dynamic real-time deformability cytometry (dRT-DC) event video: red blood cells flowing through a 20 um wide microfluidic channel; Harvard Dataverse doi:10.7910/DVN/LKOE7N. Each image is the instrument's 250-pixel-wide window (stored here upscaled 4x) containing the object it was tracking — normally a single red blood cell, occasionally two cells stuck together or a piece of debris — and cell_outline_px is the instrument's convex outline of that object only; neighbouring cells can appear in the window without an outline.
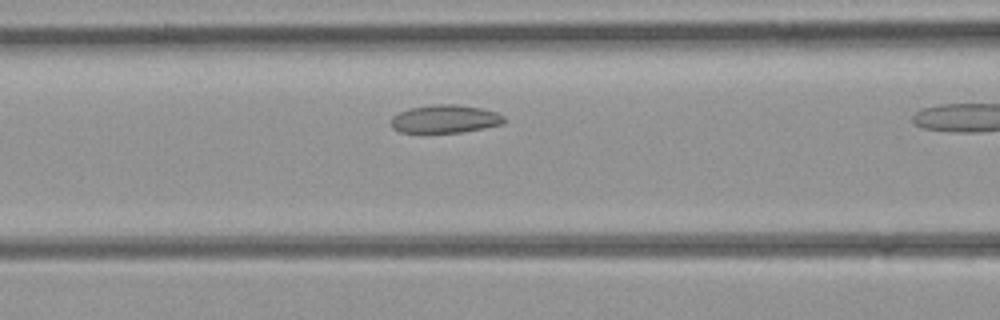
{"species": "common noctule bat (a hibernating species)", "species_latin": "Nyctalus noctula", "temperature_condition": "room temperature", "stored_images_in_passage": 11, "camera_frame_rate_fps": 3000, "um_per_image_px": 0.085, "animal": {"sex": "female", "body_mass_g": 21.9}, "frame": {"image": 1, "passage_image": 8, "time_ms": 2.333, "image_size_px": [1000, 320], "cell_outline_px": [[504, 124], [484, 128], [460, 132], [400, 132], [392, 128], [388, 120], [392, 116], [408, 108], [436, 104], [456, 104], [480, 108], [496, 112], [504, 116]], "centroid_in_image_um": [37.79, 10.11], "position_along_channel_um": 128.8, "area_um2": 18.55}}
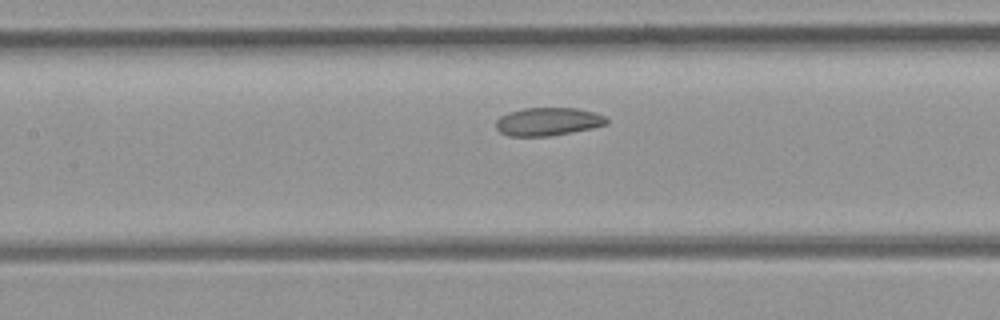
{"frame": {"image": 2, "passage_image": 10, "time_ms": 3.0, "image_size_px": [1000, 320], "cell_outline_px": [[608, 124], [592, 128], [572, 132], [548, 136], [508, 136], [500, 132], [496, 128], [496, 120], [500, 116], [508, 112], [524, 108], [576, 108], [592, 112], [604, 116], [608, 120]], "centroid_in_image_um": [46.55, 10.34], "position_along_channel_um": 160.8, "area_um2": 18.09}}